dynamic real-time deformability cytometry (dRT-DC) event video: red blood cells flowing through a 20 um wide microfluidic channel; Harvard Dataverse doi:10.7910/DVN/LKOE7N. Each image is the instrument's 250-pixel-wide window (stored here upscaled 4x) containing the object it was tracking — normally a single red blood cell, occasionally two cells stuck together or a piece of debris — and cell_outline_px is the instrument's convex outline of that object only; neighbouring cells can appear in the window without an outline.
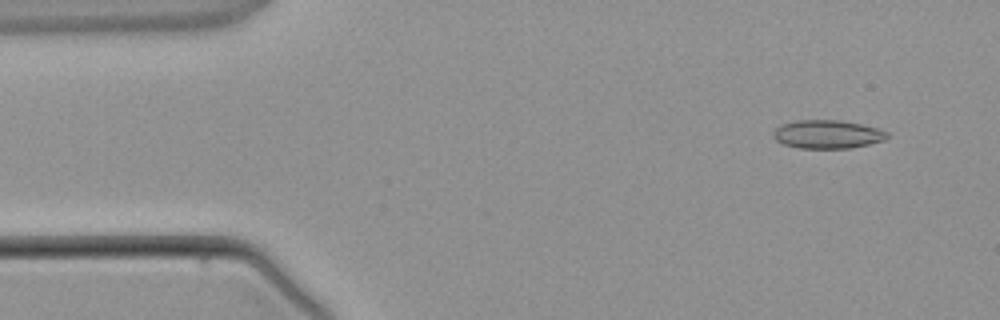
{"species": "common noctule bat (a hibernating species)", "species_latin": "Nyctalus noctula", "temperature_condition": "warm", "stored_images_in_passage": 3, "camera_frame_rate_fps": 3000, "um_per_image_px": 0.085, "animal": {"sex": "male", "body_mass_g": 21.5, "forearm_length_mm": 52.0}, "frame": {"image": 1, "passage_image": 1, "time_ms": 0.0, "image_size_px": [1000, 320], "cell_outline_px": [[888, 136], [884, 140], [852, 148], [796, 148], [784, 144], [776, 140], [772, 136], [772, 132], [780, 124], [796, 120], [840, 120], [860, 124], [876, 128], [888, 132]], "centroid_in_image_um": [70.29, 11.41], "position_along_channel_um": 14.7, "area_um2": 18.9}}
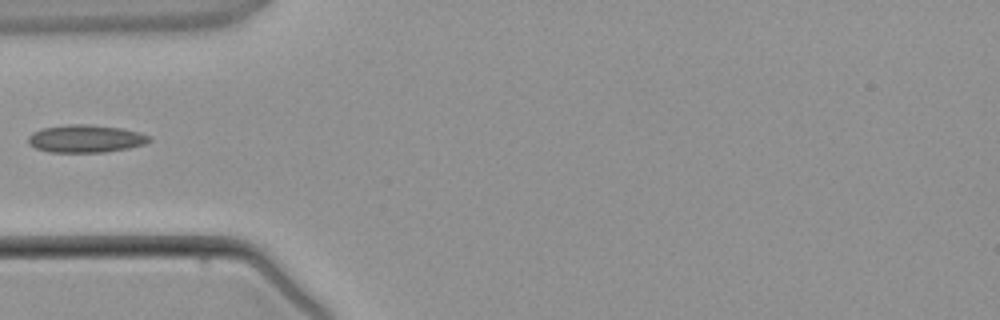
{"frame": {"image": 2, "passage_image": 3, "time_ms": 3.333, "image_size_px": [1000, 320], "cell_outline_px": [[152, 140], [144, 144], [128, 148], [104, 152], [48, 152], [36, 148], [28, 144], [28, 136], [32, 132], [44, 128], [68, 124], [88, 124], [124, 128], [140, 132], [152, 136]], "centroid_in_image_um": [7.31, 11.78], "position_along_channel_um": 77.7, "area_um2": 19.71}}